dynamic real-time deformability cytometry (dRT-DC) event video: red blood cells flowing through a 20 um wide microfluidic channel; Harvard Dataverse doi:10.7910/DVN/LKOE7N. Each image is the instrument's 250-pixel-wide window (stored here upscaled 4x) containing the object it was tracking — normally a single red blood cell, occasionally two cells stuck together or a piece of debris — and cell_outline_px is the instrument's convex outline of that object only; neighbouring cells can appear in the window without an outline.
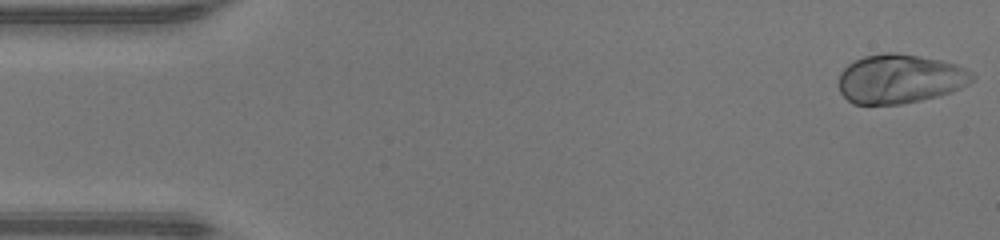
{"species": "human", "species_latin": "Homo sapiens", "temperature_condition": "warm", "stored_images_in_passage": 46, "camera_frame_rate_fps": 3000, "um_per_image_px": 0.085, "donor": {"sex": "male"}, "frame": {"image": 1, "passage_image": 1, "time_ms": 0.0, "image_size_px": [1000, 240], "cell_outline_px": [[976, 76], [968, 84], [952, 92], [940, 96], [900, 104], [852, 104], [840, 92], [836, 84], [840, 72], [848, 64], [864, 56], [884, 52], [896, 52], [940, 60], [956, 64], [972, 72]], "centroid_in_image_um": [76.47, 6.7], "position_along_channel_um": 8.5, "area_um2": 38.55}}
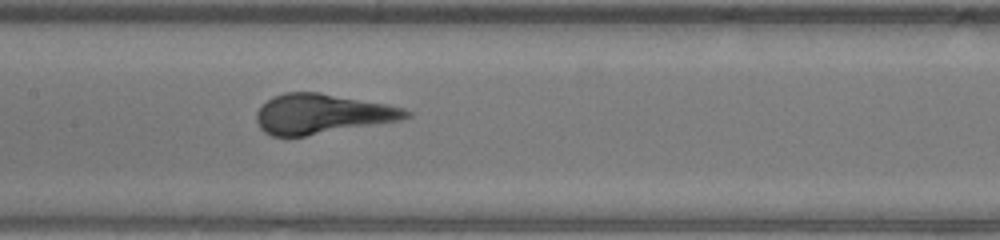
{"frame": {"image": 2, "passage_image": 22, "time_ms": 7.0, "image_size_px": [1000, 240], "cell_outline_px": [[412, 116], [400, 120], [304, 136], [272, 136], [264, 132], [260, 128], [256, 120], [256, 112], [272, 96], [284, 92], [320, 92], [388, 104], [404, 108], [412, 112]], "centroid_in_image_um": [27.37, 9.67], "position_along_channel_um": 180.0, "area_um2": 34.68}}
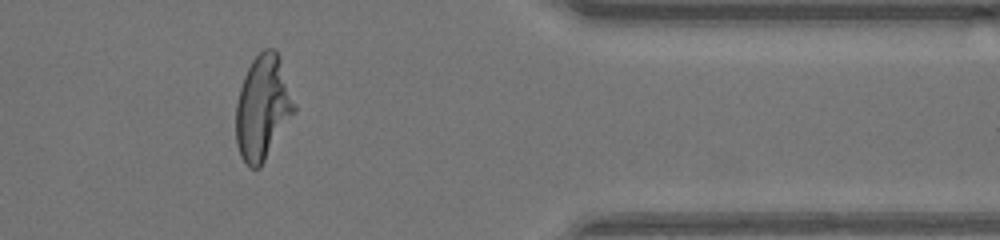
{"frame": {"image": 3, "passage_image": 38, "time_ms": 12.333, "image_size_px": [1000, 240], "cell_outline_px": [[296, 112], [260, 168], [248, 168], [240, 156], [236, 144], [236, 104], [240, 88], [244, 76], [252, 60], [264, 48], [276, 48], [296, 104]], "centroid_in_image_um": [22.34, 9.18], "position_along_channel_um": 389.1, "area_um2": 35.78}}